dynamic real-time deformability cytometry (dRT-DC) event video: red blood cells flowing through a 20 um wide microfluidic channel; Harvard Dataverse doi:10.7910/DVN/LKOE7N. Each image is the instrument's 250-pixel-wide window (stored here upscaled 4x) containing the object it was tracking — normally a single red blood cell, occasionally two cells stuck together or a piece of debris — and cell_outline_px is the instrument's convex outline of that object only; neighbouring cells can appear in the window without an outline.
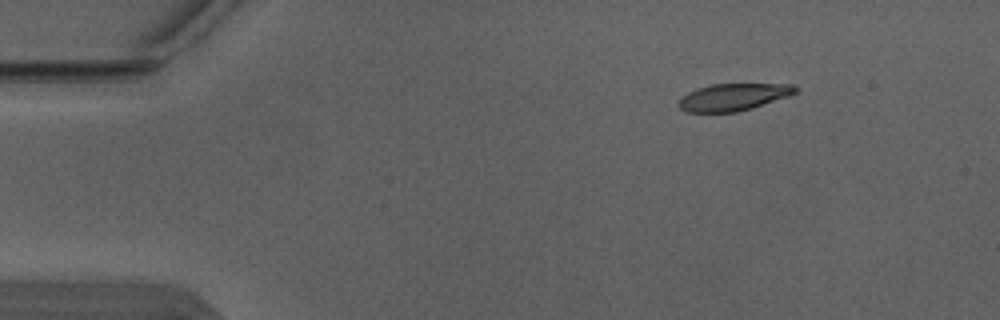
{"species": "Egyptian fruit bat (a non-hibernating species)", "species_latin": "Rousettus aegyptiacus", "temperature_condition": "warm", "stored_images_in_passage": 4, "camera_frame_rate_fps": 3000, "um_per_image_px": 0.085, "animal": {"sex": "male"}, "frame": {"image": 1, "passage_image": 2, "time_ms": 0.333, "image_size_px": [1000, 320], "cell_outline_px": [[800, 88], [796, 92], [788, 96], [752, 108], [736, 112], [684, 112], [676, 104], [688, 92], [696, 88], [712, 84], [792, 84]], "centroid_in_image_um": [62.32, 8.25], "position_along_channel_um": 22.7, "area_um2": 18.44}}